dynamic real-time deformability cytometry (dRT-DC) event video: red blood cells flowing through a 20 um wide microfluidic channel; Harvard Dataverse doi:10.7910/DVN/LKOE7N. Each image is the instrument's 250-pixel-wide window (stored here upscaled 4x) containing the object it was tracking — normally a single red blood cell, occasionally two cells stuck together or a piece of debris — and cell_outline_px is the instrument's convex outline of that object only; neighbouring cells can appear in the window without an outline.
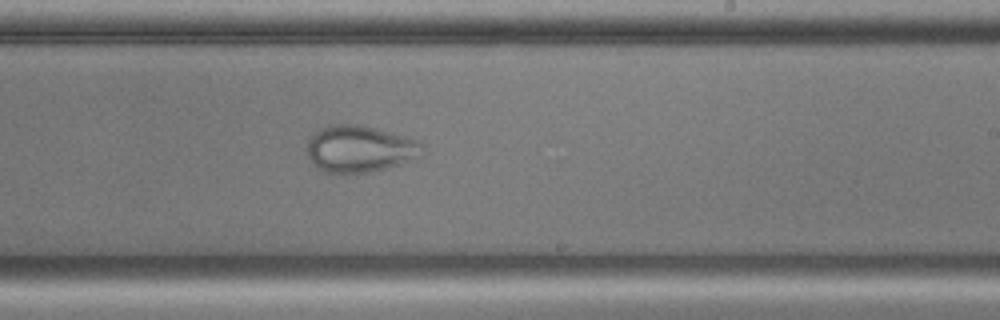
{"species": "common noctule bat (a hibernating species)", "species_latin": "Nyctalus noctula", "temperature_condition": "cold", "stored_images_in_passage": 47, "camera_frame_rate_fps": 3000, "um_per_image_px": 0.085, "animal": {"sex": "male", "body_mass_g": 17.9, "forearm_length_mm": 54.2}, "frame": {"image": 1, "passage_image": 25, "time_ms": 8.0, "image_size_px": [1000, 320], "cell_outline_px": [[428, 152], [420, 156], [372, 172], [324, 172], [308, 156], [308, 136], [320, 128], [332, 124], [360, 124], [420, 140], [424, 144]], "centroid_in_image_um": [30.63, 12.62], "position_along_channel_um": 258.4, "area_um2": 31.33}}
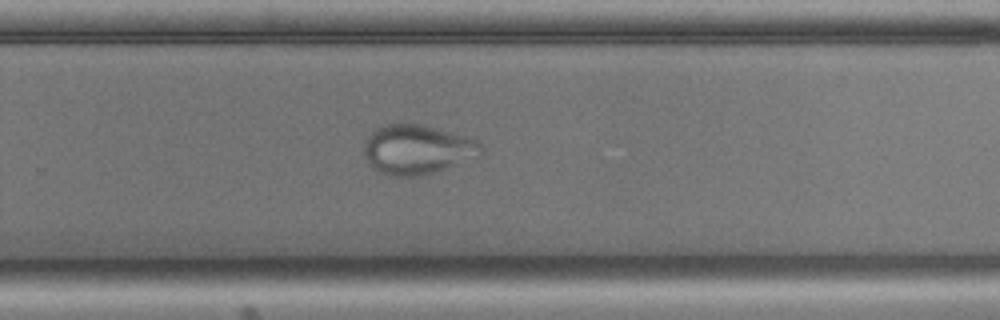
{"frame": {"image": 2, "passage_image": 28, "time_ms": 9.0, "image_size_px": [1000, 320], "cell_outline_px": [[484, 148], [480, 156], [432, 172], [416, 176], [392, 176], [368, 164], [364, 152], [364, 140], [372, 132], [388, 124], [420, 124], [464, 136], [476, 140]], "centroid_in_image_um": [35.46, 12.7], "position_along_channel_um": 294.3, "area_um2": 33.0}}
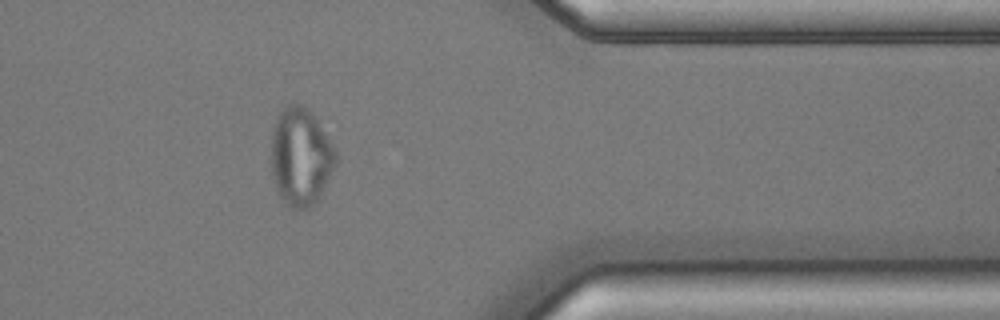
{"frame": {"image": 3, "passage_image": 37, "time_ms": 12.0, "image_size_px": [1000, 320], "cell_outline_px": [[336, 164], [320, 196], [308, 208], [292, 208], [280, 196], [276, 188], [272, 172], [272, 128], [276, 116], [288, 104], [300, 104], [308, 108], [316, 116], [332, 144], [336, 152]], "centroid_in_image_um": [25.56, 13.28], "position_along_channel_um": 385.8, "area_um2": 36.65}}